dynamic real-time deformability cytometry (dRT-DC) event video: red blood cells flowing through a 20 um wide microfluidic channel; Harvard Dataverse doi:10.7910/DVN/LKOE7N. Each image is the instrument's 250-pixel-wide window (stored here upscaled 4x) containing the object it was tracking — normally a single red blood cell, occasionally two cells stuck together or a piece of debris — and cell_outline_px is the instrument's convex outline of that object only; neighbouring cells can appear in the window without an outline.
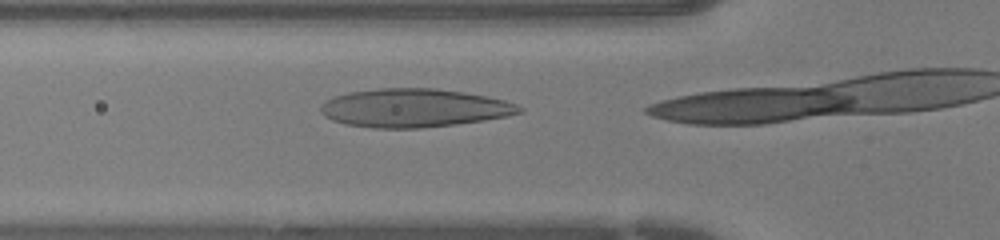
{"species": "human", "species_latin": "Homo sapiens", "temperature_condition": "warm", "stored_images_in_passage": 11, "camera_frame_rate_fps": 3000, "um_per_image_px": 0.085, "donor": {"sex": "female"}, "frame": {"image": 1, "passage_image": 8, "time_ms": 2.333, "image_size_px": [1000, 240], "cell_outline_px": [[524, 112], [508, 116], [484, 120], [456, 124], [420, 128], [372, 128], [344, 124], [332, 120], [324, 116], [320, 112], [320, 104], [324, 100], [332, 96], [348, 92], [380, 88], [436, 88], [464, 92], [504, 100], [516, 104], [524, 108]], "centroid_in_image_um": [35.15, 9.18], "position_along_channel_um": 90.6, "area_um2": 44.85}}